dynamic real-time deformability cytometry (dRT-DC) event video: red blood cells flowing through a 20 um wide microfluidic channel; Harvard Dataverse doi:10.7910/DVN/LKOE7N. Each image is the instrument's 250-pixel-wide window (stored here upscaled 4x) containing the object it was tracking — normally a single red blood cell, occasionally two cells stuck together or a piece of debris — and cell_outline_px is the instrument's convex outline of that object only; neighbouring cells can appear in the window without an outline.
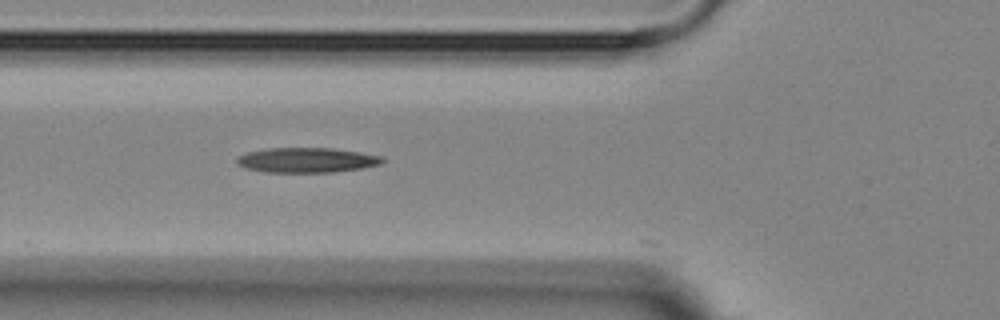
{"species": "Egyptian fruit bat (a non-hibernating species)", "species_latin": "Rousettus aegyptiacus", "temperature_condition": "room temperature", "stored_images_in_passage": 37, "camera_frame_rate_fps": 3000, "um_per_image_px": 0.085, "animal": {"sex": "female"}, "frame": {"image": 1, "passage_image": 2, "time_ms": 0.333, "image_size_px": [1000, 320], "cell_outline_px": [[384, 160], [380, 164], [360, 168], [332, 172], [264, 172], [244, 168], [236, 164], [236, 156], [248, 152], [268, 148], [332, 148], [360, 152], [380, 156]], "centroid_in_image_um": [26.0, 13.61], "position_along_channel_um": 99.8, "area_um2": 21.1}}
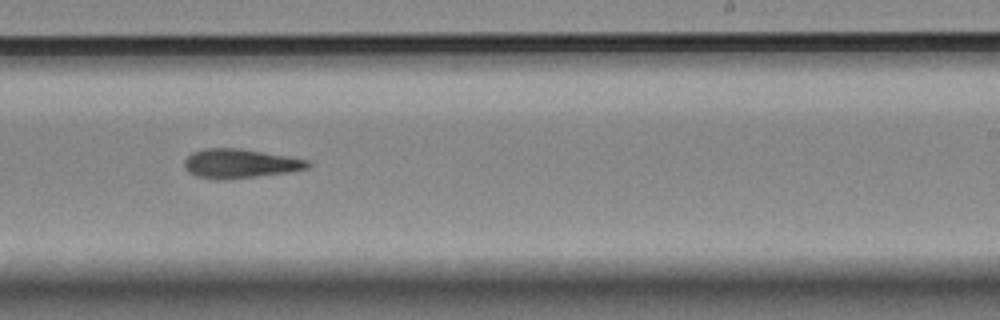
{"frame": {"image": 2, "passage_image": 16, "time_ms": 5.0, "image_size_px": [1000, 320], "cell_outline_px": [[312, 164], [308, 168], [288, 172], [224, 180], [216, 180], [196, 176], [188, 172], [184, 168], [184, 160], [192, 152], [204, 148], [236, 148], [288, 156], [308, 160]], "centroid_in_image_um": [20.36, 13.91], "position_along_channel_um": 268.6, "area_um2": 20.98}}
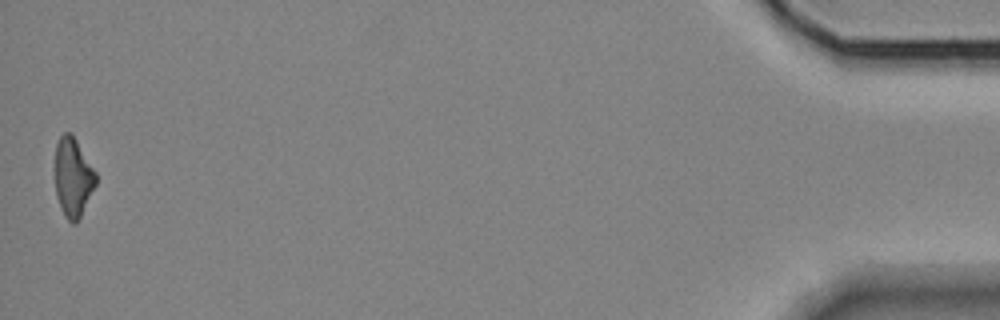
{"frame": {"image": 3, "passage_image": 37, "time_ms": 12.0, "image_size_px": [1000, 320], "cell_outline_px": [[96, 184], [76, 224], [72, 224], [64, 216], [56, 196], [52, 168], [56, 144], [60, 136], [64, 132], [72, 132], [96, 172]], "centroid_in_image_um": [6.15, 15.03], "position_along_channel_um": 429.1, "area_um2": 19.42}}